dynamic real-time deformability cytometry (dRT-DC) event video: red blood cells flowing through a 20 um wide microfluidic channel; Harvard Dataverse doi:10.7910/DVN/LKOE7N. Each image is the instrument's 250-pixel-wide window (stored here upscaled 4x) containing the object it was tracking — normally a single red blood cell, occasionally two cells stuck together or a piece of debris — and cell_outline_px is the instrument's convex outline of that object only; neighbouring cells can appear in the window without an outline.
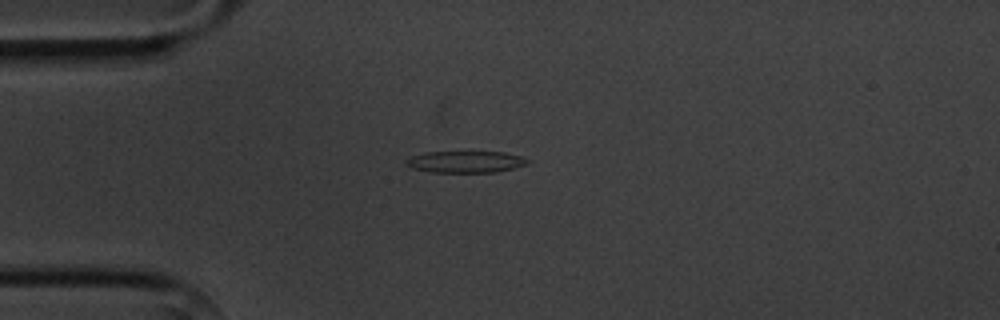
{"species": "common noctule bat (a hibernating species)", "species_latin": "Nyctalus noctula", "temperature_condition": "cold", "stored_images_in_passage": 3, "camera_frame_rate_fps": 3000, "um_per_image_px": 0.085, "animal": {"sex": "male", "body_mass_g": 20.1, "forearm_length_mm": 53.5}, "frame": {"image": 1, "passage_image": 1, "time_ms": 0.0, "image_size_px": [1000, 320], "cell_outline_px": [[532, 160], [528, 164], [496, 172], [432, 172], [412, 168], [404, 164], [404, 160], [412, 156], [424, 152], [504, 152], [520, 156]], "centroid_in_image_um": [39.56, 13.75], "position_along_channel_um": 45.4, "area_um2": 15.37}}
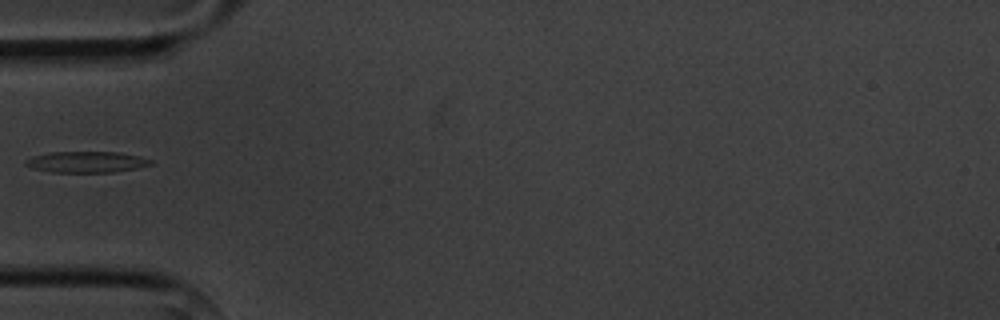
{"frame": {"image": 2, "passage_image": 2, "time_ms": 1.333, "image_size_px": [1000, 320], "cell_outline_px": [[152, 164], [136, 168], [116, 172], [52, 172], [32, 168], [24, 164], [24, 160], [32, 156], [48, 152], [120, 152], [140, 156], [152, 160]], "centroid_in_image_um": [7.33, 13.76], "position_along_channel_um": 77.7, "area_um2": 15.49}}
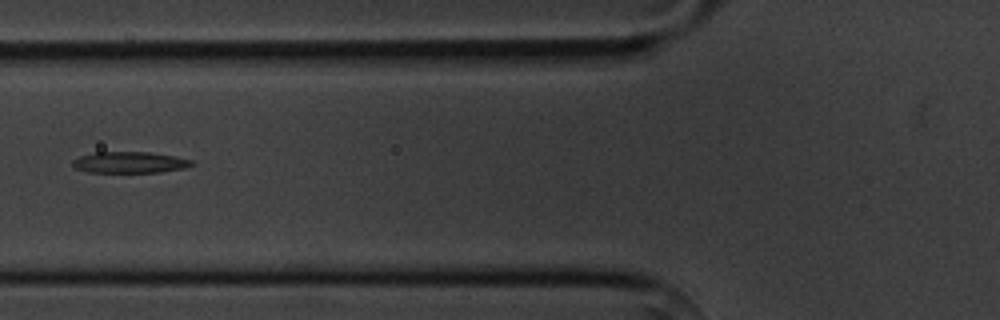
{"frame": {"image": 3, "passage_image": 3, "time_ms": 2.333, "image_size_px": [1000, 320], "cell_outline_px": [[196, 164], [184, 168], [160, 172], [88, 172], [76, 168], [72, 164], [72, 160], [80, 156], [96, 152], [148, 152], [172, 156], [192, 160]], "centroid_in_image_um": [11.02, 13.8], "position_along_channel_um": 114.8, "area_um2": 14.62}}